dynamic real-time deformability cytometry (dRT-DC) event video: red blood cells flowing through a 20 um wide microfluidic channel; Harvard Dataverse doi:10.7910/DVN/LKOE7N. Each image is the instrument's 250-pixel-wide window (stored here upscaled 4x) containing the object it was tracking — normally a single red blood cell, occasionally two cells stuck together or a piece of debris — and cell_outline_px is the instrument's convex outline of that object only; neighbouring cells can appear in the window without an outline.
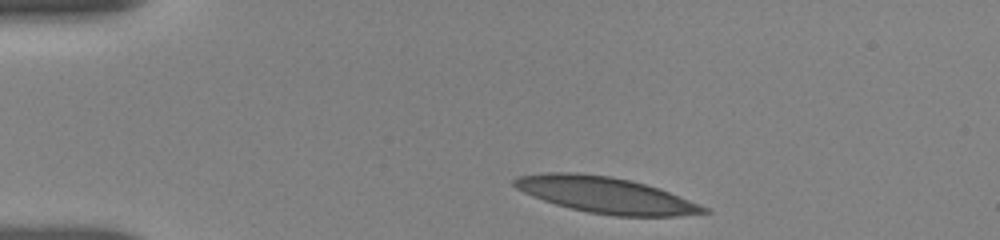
{"species": "human", "species_latin": "Homo sapiens", "temperature_condition": "room temperature", "stored_images_in_passage": 34, "camera_frame_rate_fps": 3000, "um_per_image_px": 0.085, "donor": {"sex": "female"}, "frame": {"image": 1, "passage_image": 1, "time_ms": 0.0, "image_size_px": [1000, 240], "cell_outline_px": [[712, 212], [680, 216], [616, 216], [588, 212], [556, 204], [532, 196], [516, 188], [512, 184], [512, 180], [516, 176], [544, 172], [576, 172], [608, 176], [632, 180], [660, 188], [700, 204], [708, 208]], "centroid_in_image_um": [51.49, 16.57], "position_along_channel_um": 33.5, "area_um2": 39.94}}
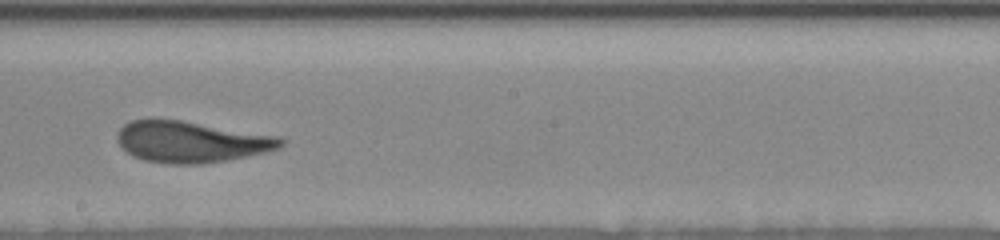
{"frame": {"image": 2, "passage_image": 19, "time_ms": 6.667, "image_size_px": [1000, 240], "cell_outline_px": [[284, 144], [280, 148], [248, 156], [228, 160], [204, 164], [168, 164], [144, 160], [132, 156], [116, 140], [116, 136], [120, 128], [124, 124], [132, 120], [152, 116], [180, 120], [280, 136], [284, 140]], "centroid_in_image_um": [16.22, 12.03], "position_along_channel_um": 232.0, "area_um2": 39.94}}
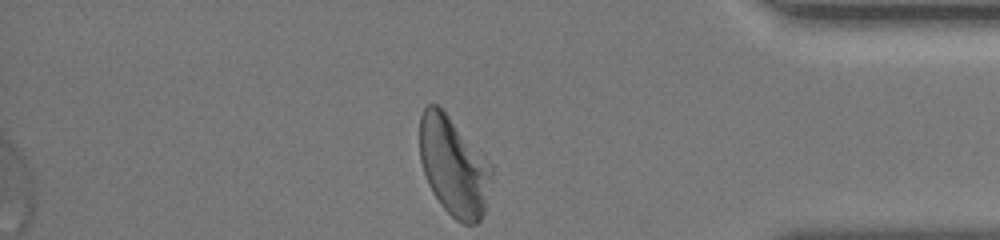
{"frame": {"image": 3, "passage_image": 34, "time_ms": 11.667, "image_size_px": [1000, 240], "cell_outline_px": [[492, 172], [484, 212], [480, 220], [476, 224], [464, 224], [456, 220], [440, 204], [432, 192], [428, 184], [420, 160], [420, 116], [424, 108], [428, 104], [436, 104], [448, 116], [492, 168]], "centroid_in_image_um": [38.52, 14.18], "position_along_channel_um": 396.7, "area_um2": 40.34}, "authors_computed_cell_mechanics": {"area_um2": 39.5352, "velocity_mm_per_s": 3.7673, "shape_relaxation_time_tau1_ms": 2.9767, "shape_relaxation_time_tau2_ms": 1.2564, "deformation_change_tau1": 0.1552, "deformation_change_tau2": 0.1001}}